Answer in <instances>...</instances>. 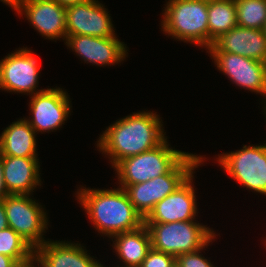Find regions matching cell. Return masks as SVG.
Listing matches in <instances>:
<instances>
[{
    "mask_svg": "<svg viewBox=\"0 0 266 267\" xmlns=\"http://www.w3.org/2000/svg\"><path fill=\"white\" fill-rule=\"evenodd\" d=\"M206 51L228 52L266 63V34L263 30L237 25L217 38Z\"/></svg>",
    "mask_w": 266,
    "mask_h": 267,
    "instance_id": "2e32d148",
    "label": "cell"
},
{
    "mask_svg": "<svg viewBox=\"0 0 266 267\" xmlns=\"http://www.w3.org/2000/svg\"><path fill=\"white\" fill-rule=\"evenodd\" d=\"M216 157L221 169L242 187L266 196V143L243 145L237 151L223 152Z\"/></svg>",
    "mask_w": 266,
    "mask_h": 267,
    "instance_id": "52a82bcc",
    "label": "cell"
},
{
    "mask_svg": "<svg viewBox=\"0 0 266 267\" xmlns=\"http://www.w3.org/2000/svg\"><path fill=\"white\" fill-rule=\"evenodd\" d=\"M9 195L10 193L8 192L6 188L4 176H3V158H2V155L0 154V200H3L5 197Z\"/></svg>",
    "mask_w": 266,
    "mask_h": 267,
    "instance_id": "4316f807",
    "label": "cell"
},
{
    "mask_svg": "<svg viewBox=\"0 0 266 267\" xmlns=\"http://www.w3.org/2000/svg\"><path fill=\"white\" fill-rule=\"evenodd\" d=\"M64 43L84 63L99 67L120 64L128 57L127 45L120 41L116 35L113 37L66 36Z\"/></svg>",
    "mask_w": 266,
    "mask_h": 267,
    "instance_id": "4fadbf2b",
    "label": "cell"
},
{
    "mask_svg": "<svg viewBox=\"0 0 266 267\" xmlns=\"http://www.w3.org/2000/svg\"><path fill=\"white\" fill-rule=\"evenodd\" d=\"M261 104H264L263 105V114L265 115V118H266V101H263V103H261Z\"/></svg>",
    "mask_w": 266,
    "mask_h": 267,
    "instance_id": "1f68e13d",
    "label": "cell"
},
{
    "mask_svg": "<svg viewBox=\"0 0 266 267\" xmlns=\"http://www.w3.org/2000/svg\"><path fill=\"white\" fill-rule=\"evenodd\" d=\"M176 257L151 248L140 267H175Z\"/></svg>",
    "mask_w": 266,
    "mask_h": 267,
    "instance_id": "d4e9b609",
    "label": "cell"
},
{
    "mask_svg": "<svg viewBox=\"0 0 266 267\" xmlns=\"http://www.w3.org/2000/svg\"><path fill=\"white\" fill-rule=\"evenodd\" d=\"M216 68L241 89L260 94L266 101V63L228 52H206Z\"/></svg>",
    "mask_w": 266,
    "mask_h": 267,
    "instance_id": "8fae6325",
    "label": "cell"
},
{
    "mask_svg": "<svg viewBox=\"0 0 266 267\" xmlns=\"http://www.w3.org/2000/svg\"><path fill=\"white\" fill-rule=\"evenodd\" d=\"M52 267H103L81 243L47 240L36 249Z\"/></svg>",
    "mask_w": 266,
    "mask_h": 267,
    "instance_id": "ac0fdd59",
    "label": "cell"
},
{
    "mask_svg": "<svg viewBox=\"0 0 266 267\" xmlns=\"http://www.w3.org/2000/svg\"><path fill=\"white\" fill-rule=\"evenodd\" d=\"M3 4L8 5L14 11L24 2V0H0Z\"/></svg>",
    "mask_w": 266,
    "mask_h": 267,
    "instance_id": "f546056e",
    "label": "cell"
},
{
    "mask_svg": "<svg viewBox=\"0 0 266 267\" xmlns=\"http://www.w3.org/2000/svg\"><path fill=\"white\" fill-rule=\"evenodd\" d=\"M208 48L222 34L237 26L234 0H208Z\"/></svg>",
    "mask_w": 266,
    "mask_h": 267,
    "instance_id": "44dd1931",
    "label": "cell"
},
{
    "mask_svg": "<svg viewBox=\"0 0 266 267\" xmlns=\"http://www.w3.org/2000/svg\"><path fill=\"white\" fill-rule=\"evenodd\" d=\"M205 159L207 158L201 155L188 153L169 173L146 182L128 185L124 190L135 210L145 219L155 205L173 193Z\"/></svg>",
    "mask_w": 266,
    "mask_h": 267,
    "instance_id": "277c9868",
    "label": "cell"
},
{
    "mask_svg": "<svg viewBox=\"0 0 266 267\" xmlns=\"http://www.w3.org/2000/svg\"><path fill=\"white\" fill-rule=\"evenodd\" d=\"M110 239L114 240L113 252L122 264H118V267H140L152 248L151 236L145 224L136 230L116 234Z\"/></svg>",
    "mask_w": 266,
    "mask_h": 267,
    "instance_id": "d6986e66",
    "label": "cell"
},
{
    "mask_svg": "<svg viewBox=\"0 0 266 267\" xmlns=\"http://www.w3.org/2000/svg\"><path fill=\"white\" fill-rule=\"evenodd\" d=\"M218 235L220 234L215 235L203 248L194 252L183 253L177 256L176 265L178 267H215L211 261H209V259L203 256L201 252L206 250L205 247L207 248L208 245L210 246V243L212 244Z\"/></svg>",
    "mask_w": 266,
    "mask_h": 267,
    "instance_id": "cb8c5ba5",
    "label": "cell"
},
{
    "mask_svg": "<svg viewBox=\"0 0 266 267\" xmlns=\"http://www.w3.org/2000/svg\"><path fill=\"white\" fill-rule=\"evenodd\" d=\"M36 135L37 133L25 117L12 122L0 134V154L38 158Z\"/></svg>",
    "mask_w": 266,
    "mask_h": 267,
    "instance_id": "ffe728a7",
    "label": "cell"
},
{
    "mask_svg": "<svg viewBox=\"0 0 266 267\" xmlns=\"http://www.w3.org/2000/svg\"><path fill=\"white\" fill-rule=\"evenodd\" d=\"M8 221L6 217V212L4 208V202L3 200H0V230H4L8 228Z\"/></svg>",
    "mask_w": 266,
    "mask_h": 267,
    "instance_id": "f1b7e54d",
    "label": "cell"
},
{
    "mask_svg": "<svg viewBox=\"0 0 266 267\" xmlns=\"http://www.w3.org/2000/svg\"><path fill=\"white\" fill-rule=\"evenodd\" d=\"M152 248L175 257L203 248L217 233L197 220L171 223H144Z\"/></svg>",
    "mask_w": 266,
    "mask_h": 267,
    "instance_id": "8992f818",
    "label": "cell"
},
{
    "mask_svg": "<svg viewBox=\"0 0 266 267\" xmlns=\"http://www.w3.org/2000/svg\"><path fill=\"white\" fill-rule=\"evenodd\" d=\"M166 139L154 149L130 156L119 161L113 169L120 188L146 182L169 173L188 152L179 151Z\"/></svg>",
    "mask_w": 266,
    "mask_h": 267,
    "instance_id": "5b68a950",
    "label": "cell"
},
{
    "mask_svg": "<svg viewBox=\"0 0 266 267\" xmlns=\"http://www.w3.org/2000/svg\"><path fill=\"white\" fill-rule=\"evenodd\" d=\"M149 111L132 112L100 134L96 146L112 168L122 159L154 149L168 139L160 116Z\"/></svg>",
    "mask_w": 266,
    "mask_h": 267,
    "instance_id": "6da1fadb",
    "label": "cell"
},
{
    "mask_svg": "<svg viewBox=\"0 0 266 267\" xmlns=\"http://www.w3.org/2000/svg\"><path fill=\"white\" fill-rule=\"evenodd\" d=\"M263 31H264V33L266 34V24H265V26H264V28H263Z\"/></svg>",
    "mask_w": 266,
    "mask_h": 267,
    "instance_id": "d6a6232c",
    "label": "cell"
},
{
    "mask_svg": "<svg viewBox=\"0 0 266 267\" xmlns=\"http://www.w3.org/2000/svg\"><path fill=\"white\" fill-rule=\"evenodd\" d=\"M32 195H9L3 199L8 226L17 232L34 250L47 239L48 213Z\"/></svg>",
    "mask_w": 266,
    "mask_h": 267,
    "instance_id": "ba28073f",
    "label": "cell"
},
{
    "mask_svg": "<svg viewBox=\"0 0 266 267\" xmlns=\"http://www.w3.org/2000/svg\"><path fill=\"white\" fill-rule=\"evenodd\" d=\"M114 28L108 9L98 0L66 7L67 36L113 37L117 35Z\"/></svg>",
    "mask_w": 266,
    "mask_h": 267,
    "instance_id": "7c38bea8",
    "label": "cell"
},
{
    "mask_svg": "<svg viewBox=\"0 0 266 267\" xmlns=\"http://www.w3.org/2000/svg\"><path fill=\"white\" fill-rule=\"evenodd\" d=\"M45 39L66 40V7L54 0H24L15 10Z\"/></svg>",
    "mask_w": 266,
    "mask_h": 267,
    "instance_id": "5bb4252c",
    "label": "cell"
},
{
    "mask_svg": "<svg viewBox=\"0 0 266 267\" xmlns=\"http://www.w3.org/2000/svg\"><path fill=\"white\" fill-rule=\"evenodd\" d=\"M39 76L38 60L27 47L23 46L0 60V90L32 96L45 90L38 88Z\"/></svg>",
    "mask_w": 266,
    "mask_h": 267,
    "instance_id": "9c48e42d",
    "label": "cell"
},
{
    "mask_svg": "<svg viewBox=\"0 0 266 267\" xmlns=\"http://www.w3.org/2000/svg\"><path fill=\"white\" fill-rule=\"evenodd\" d=\"M0 267H21L13 258L0 254Z\"/></svg>",
    "mask_w": 266,
    "mask_h": 267,
    "instance_id": "83f0119b",
    "label": "cell"
},
{
    "mask_svg": "<svg viewBox=\"0 0 266 267\" xmlns=\"http://www.w3.org/2000/svg\"><path fill=\"white\" fill-rule=\"evenodd\" d=\"M29 97V111L32 116L25 120L37 134L59 130L71 115V99L68 92L60 87L48 86L47 89Z\"/></svg>",
    "mask_w": 266,
    "mask_h": 267,
    "instance_id": "30bf717a",
    "label": "cell"
},
{
    "mask_svg": "<svg viewBox=\"0 0 266 267\" xmlns=\"http://www.w3.org/2000/svg\"><path fill=\"white\" fill-rule=\"evenodd\" d=\"M34 249L12 228L0 230V254L13 258L23 266Z\"/></svg>",
    "mask_w": 266,
    "mask_h": 267,
    "instance_id": "603a6c76",
    "label": "cell"
},
{
    "mask_svg": "<svg viewBox=\"0 0 266 267\" xmlns=\"http://www.w3.org/2000/svg\"><path fill=\"white\" fill-rule=\"evenodd\" d=\"M54 1H56L58 4L64 7H67L73 4H79V3L85 2L87 0H54Z\"/></svg>",
    "mask_w": 266,
    "mask_h": 267,
    "instance_id": "4dcf8cb0",
    "label": "cell"
},
{
    "mask_svg": "<svg viewBox=\"0 0 266 267\" xmlns=\"http://www.w3.org/2000/svg\"><path fill=\"white\" fill-rule=\"evenodd\" d=\"M161 31L177 41L208 49V0H168Z\"/></svg>",
    "mask_w": 266,
    "mask_h": 267,
    "instance_id": "3957f363",
    "label": "cell"
},
{
    "mask_svg": "<svg viewBox=\"0 0 266 267\" xmlns=\"http://www.w3.org/2000/svg\"><path fill=\"white\" fill-rule=\"evenodd\" d=\"M3 176L10 195H33L41 186L39 158L2 155Z\"/></svg>",
    "mask_w": 266,
    "mask_h": 267,
    "instance_id": "e0dca14e",
    "label": "cell"
},
{
    "mask_svg": "<svg viewBox=\"0 0 266 267\" xmlns=\"http://www.w3.org/2000/svg\"><path fill=\"white\" fill-rule=\"evenodd\" d=\"M76 192V199L101 236L111 238L144 225V219L135 210L123 188L91 189L80 186Z\"/></svg>",
    "mask_w": 266,
    "mask_h": 267,
    "instance_id": "7a4b0ae2",
    "label": "cell"
},
{
    "mask_svg": "<svg viewBox=\"0 0 266 267\" xmlns=\"http://www.w3.org/2000/svg\"><path fill=\"white\" fill-rule=\"evenodd\" d=\"M195 171L177 189L158 202L144 223H171L196 220L197 199L193 182Z\"/></svg>",
    "mask_w": 266,
    "mask_h": 267,
    "instance_id": "9a60e30c",
    "label": "cell"
},
{
    "mask_svg": "<svg viewBox=\"0 0 266 267\" xmlns=\"http://www.w3.org/2000/svg\"><path fill=\"white\" fill-rule=\"evenodd\" d=\"M237 25L263 30L266 24V0H234Z\"/></svg>",
    "mask_w": 266,
    "mask_h": 267,
    "instance_id": "7402d4cb",
    "label": "cell"
},
{
    "mask_svg": "<svg viewBox=\"0 0 266 267\" xmlns=\"http://www.w3.org/2000/svg\"><path fill=\"white\" fill-rule=\"evenodd\" d=\"M23 266L24 267H37V266L38 267H52L51 264L37 250H33L30 253L28 259L26 260Z\"/></svg>",
    "mask_w": 266,
    "mask_h": 267,
    "instance_id": "484cf974",
    "label": "cell"
}]
</instances>
